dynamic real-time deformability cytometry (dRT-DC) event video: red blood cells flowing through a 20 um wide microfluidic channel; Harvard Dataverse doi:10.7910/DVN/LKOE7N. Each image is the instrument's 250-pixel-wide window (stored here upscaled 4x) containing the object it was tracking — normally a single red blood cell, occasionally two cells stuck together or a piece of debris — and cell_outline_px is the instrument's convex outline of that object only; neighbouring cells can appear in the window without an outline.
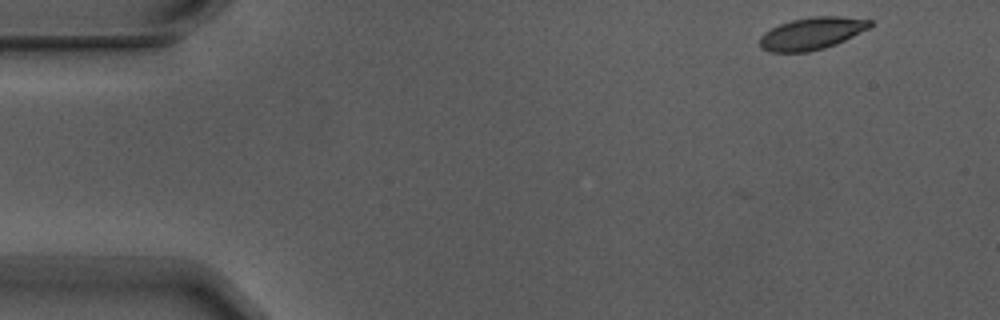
{"species": "Egyptian fruit bat (a non-hibernating species)", "species_latin": "Rousettus aegyptiacus", "temperature_condition": "warm", "stored_images_in_passage": 4, "camera_frame_rate_fps": 3000, "um_per_image_px": 0.085, "animal": {"sex": "male"}, "frame": {"image": 1, "passage_image": 1, "time_ms": 0.0, "image_size_px": [1000, 320], "cell_outline_px": [[876, 24], [836, 44], [824, 48], [808, 52], [768, 52], [760, 48], [760, 36], [764, 32], [780, 24], [792, 20], [812, 16], [840, 16], [872, 20]], "centroid_in_image_um": [69.0, 2.84], "position_along_channel_um": 16.0, "area_um2": 20.75}}
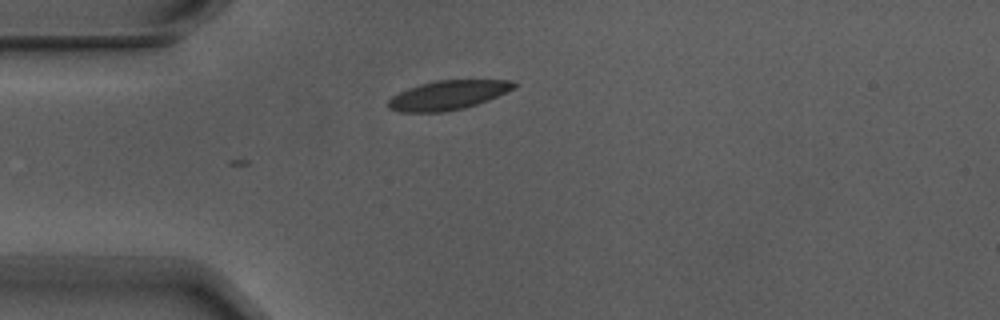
{"frame": {"image": 2, "passage_image": 3, "time_ms": 0.667, "image_size_px": [1000, 320], "cell_outline_px": [[520, 84], [516, 88], [488, 100], [464, 108], [444, 112], [400, 112], [388, 108], [388, 100], [392, 96], [408, 88], [420, 84], [436, 80], [508, 80]], "centroid_in_image_um": [38.09, 8.08], "position_along_channel_um": 46.9, "area_um2": 21.44}}